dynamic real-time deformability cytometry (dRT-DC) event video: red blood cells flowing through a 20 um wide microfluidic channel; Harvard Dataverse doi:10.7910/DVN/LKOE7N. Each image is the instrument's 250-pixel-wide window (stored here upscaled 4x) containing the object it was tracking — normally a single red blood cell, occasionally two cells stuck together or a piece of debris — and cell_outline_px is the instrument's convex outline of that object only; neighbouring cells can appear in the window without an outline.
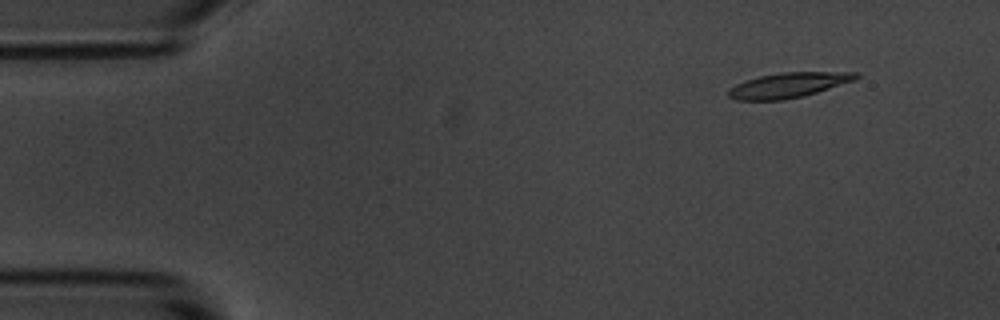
{"species": "common noctule bat (a hibernating species)", "species_latin": "Nyctalus noctula", "temperature_condition": "room temperature", "stored_images_in_passage": 4, "camera_frame_rate_fps": 3000, "um_per_image_px": 0.085, "animal": {"sex": "male", "body_mass_g": 20.1, "forearm_length_mm": 53.5}, "frame": {"image": 1, "passage_image": 2, "time_ms": 1.0, "image_size_px": [1000, 320], "cell_outline_px": [[860, 76], [856, 80], [804, 96], [784, 100], [736, 100], [728, 96], [728, 88], [736, 84], [760, 76], [780, 72], [860, 72]], "centroid_in_image_um": [67.04, 7.24], "position_along_channel_um": 18.0, "area_um2": 18.67}}
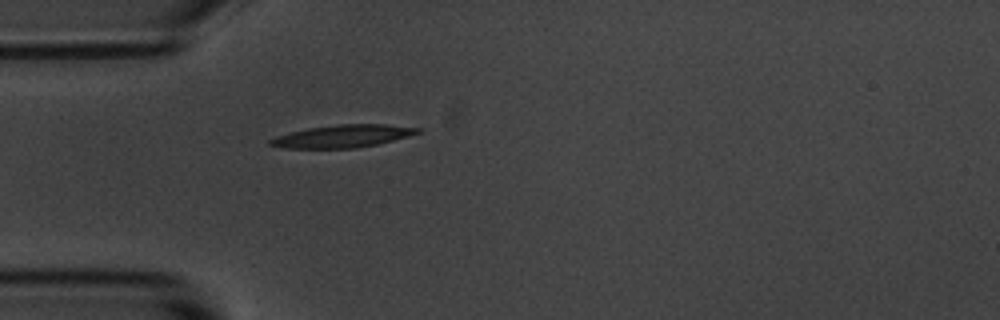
{"frame": {"image": 2, "passage_image": 4, "time_ms": 4.333, "image_size_px": [1000, 320], "cell_outline_px": [[424, 128], [420, 132], [408, 136], [376, 144], [356, 148], [284, 148], [268, 144], [268, 140], [276, 136], [308, 128], [340, 124], [384, 124]], "centroid_in_image_um": [29.13, 11.57], "position_along_channel_um": 55.9, "area_um2": 19.25}}